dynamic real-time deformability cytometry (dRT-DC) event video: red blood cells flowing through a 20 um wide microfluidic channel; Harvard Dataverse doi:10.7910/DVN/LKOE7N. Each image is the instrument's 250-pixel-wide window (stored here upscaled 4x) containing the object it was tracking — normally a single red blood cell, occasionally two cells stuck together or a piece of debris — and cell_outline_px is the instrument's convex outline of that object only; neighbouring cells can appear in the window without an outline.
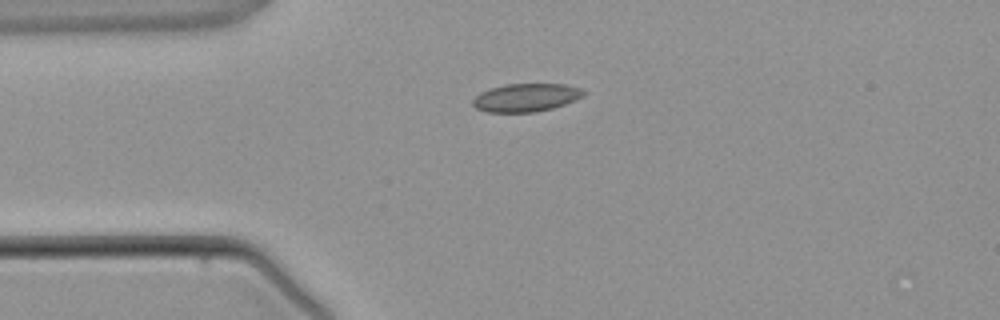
{"species": "common noctule bat (a hibernating species)", "species_latin": "Nyctalus noctula", "temperature_condition": "warm", "stored_images_in_passage": 1, "camera_frame_rate_fps": 3000, "um_per_image_px": 0.085, "animal": {"sex": "male", "body_mass_g": 21.5, "forearm_length_mm": 52.0}, "frame": {"image": 1, "passage_image": 1, "time_ms": 0.0, "image_size_px": [1000, 320], "cell_outline_px": [[588, 92], [584, 96], [564, 104], [552, 108], [536, 112], [488, 112], [476, 108], [472, 104], [472, 100], [480, 92], [504, 84], [564, 84], [580, 88]], "centroid_in_image_um": [44.72, 8.29], "position_along_channel_um": 40.3, "area_um2": 18.15}}